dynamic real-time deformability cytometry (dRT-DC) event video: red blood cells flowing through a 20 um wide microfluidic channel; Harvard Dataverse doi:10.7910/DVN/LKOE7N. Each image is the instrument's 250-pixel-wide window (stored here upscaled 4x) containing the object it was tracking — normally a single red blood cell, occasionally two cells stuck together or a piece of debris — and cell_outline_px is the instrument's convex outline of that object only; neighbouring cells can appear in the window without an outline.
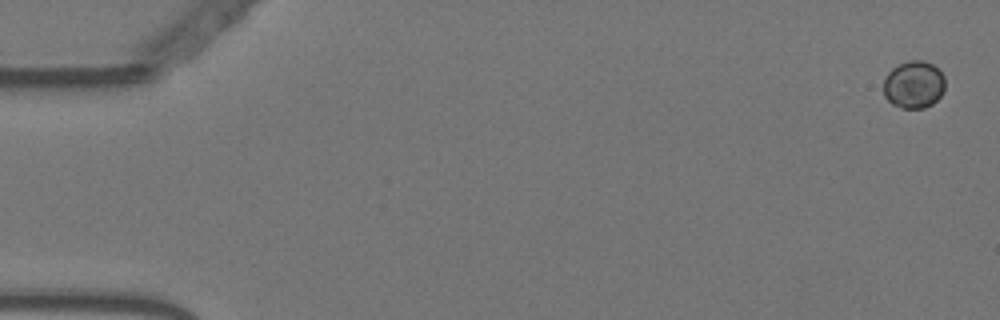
{"species": "Egyptian fruit bat (a non-hibernating species)", "species_latin": "Rousettus aegyptiacus", "temperature_condition": "warm", "stored_images_in_passage": 21, "camera_frame_rate_fps": 3000, "um_per_image_px": 0.085, "animal": {"sex": "female"}, "frame": {"image": 1, "passage_image": 2, "time_ms": 0.333, "image_size_px": [1000, 320], "cell_outline_px": [[944, 92], [932, 104], [924, 108], [900, 108], [892, 104], [884, 96], [884, 80], [888, 72], [892, 68], [908, 60], [924, 60], [932, 64], [944, 76]], "centroid_in_image_um": [77.67, 7.19], "position_along_channel_um": 7.3, "area_um2": 17.05}}
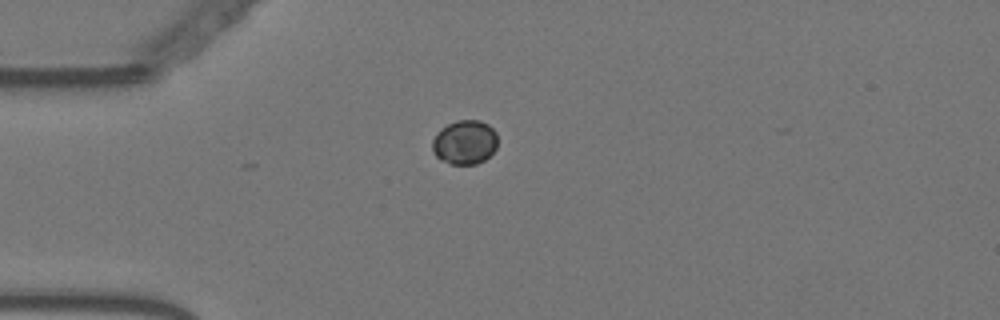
{"frame": {"image": 2, "passage_image": 16, "time_ms": 5.0, "image_size_px": [1000, 320], "cell_outline_px": [[496, 148], [484, 160], [476, 164], [452, 164], [440, 160], [432, 152], [432, 140], [436, 132], [440, 128], [456, 120], [480, 120], [488, 124], [496, 132]], "centroid_in_image_um": [39.47, 12.08], "position_along_channel_um": 45.5, "area_um2": 16.94}}
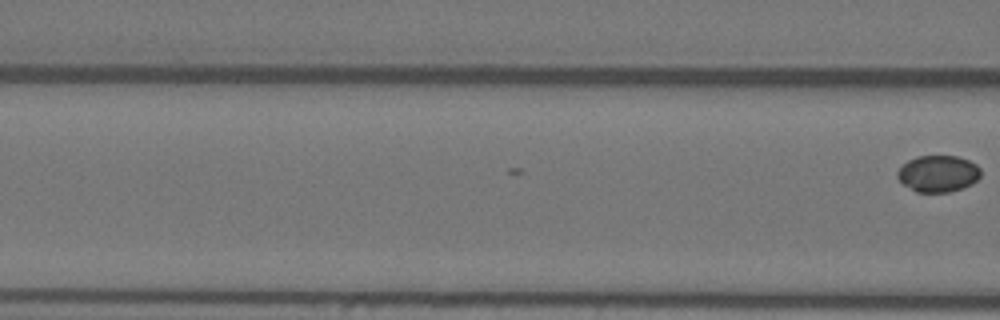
{"frame": {"image": 3, "passage_image": 21, "time_ms": 6.667, "image_size_px": [1000, 320], "cell_outline_px": [[980, 176], [972, 184], [948, 192], [916, 192], [904, 184], [896, 176], [896, 172], [908, 160], [916, 156], [956, 156], [968, 160], [976, 164], [980, 168]], "centroid_in_image_um": [79.73, 14.75], "position_along_channel_um": 86.9, "area_um2": 17.63}}